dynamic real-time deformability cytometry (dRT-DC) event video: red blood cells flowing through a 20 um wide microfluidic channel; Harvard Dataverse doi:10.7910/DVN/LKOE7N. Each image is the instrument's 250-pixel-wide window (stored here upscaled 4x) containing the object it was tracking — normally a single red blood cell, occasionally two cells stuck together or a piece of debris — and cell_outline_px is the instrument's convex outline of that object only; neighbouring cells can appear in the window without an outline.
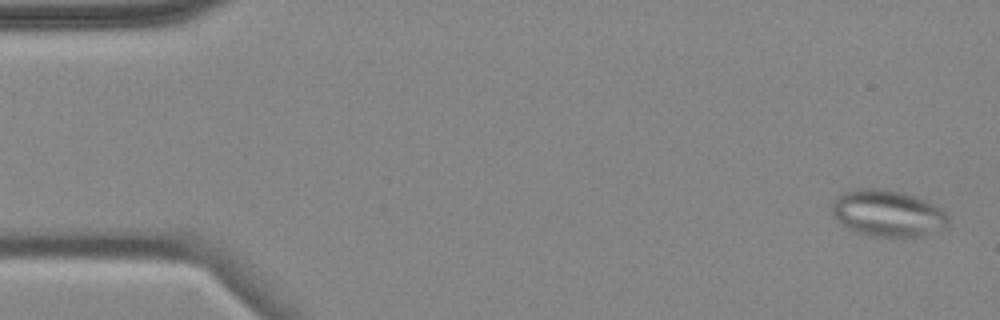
{"species": "common noctule bat (a hibernating species)", "species_latin": "Nyctalus noctula", "temperature_condition": "cold", "stored_images_in_passage": 5, "camera_frame_rate_fps": 3000, "um_per_image_px": 0.085, "animal": {"sex": "female", "body_mass_g": 18.4}, "frame": {"image": 1, "passage_image": 1, "time_ms": 0.0, "image_size_px": [1000, 320], "cell_outline_px": [[948, 228], [920, 236], [904, 240], [872, 236], [856, 232], [840, 224], [836, 220], [832, 212], [832, 204], [836, 196], [844, 192], [856, 188], [884, 188], [900, 192], [924, 200], [948, 212]], "centroid_in_image_um": [75.46, 18.17], "position_along_channel_um": 9.5, "area_um2": 32.37}}